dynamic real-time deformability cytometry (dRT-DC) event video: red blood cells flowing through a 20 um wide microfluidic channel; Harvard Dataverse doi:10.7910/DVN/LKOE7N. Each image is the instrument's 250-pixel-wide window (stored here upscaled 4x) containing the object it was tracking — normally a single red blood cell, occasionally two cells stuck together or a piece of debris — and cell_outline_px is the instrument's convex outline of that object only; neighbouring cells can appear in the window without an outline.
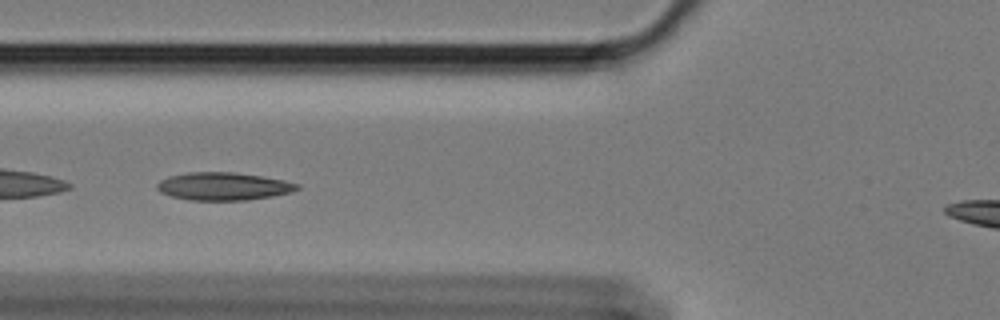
{"species": "Egyptian fruit bat (a non-hibernating species)", "species_latin": "Rousettus aegyptiacus", "temperature_condition": "cold", "stored_images_in_passage": 53, "camera_frame_rate_fps": 3000, "um_per_image_px": 0.085, "animal": {"sex": "female"}, "frame": {"image": 1, "passage_image": 21, "time_ms": 6.667, "image_size_px": [1000, 320], "cell_outline_px": [[300, 188], [292, 192], [272, 196], [248, 200], [188, 200], [172, 196], [160, 192], [156, 188], [156, 184], [160, 180], [168, 176], [188, 172], [236, 172], [264, 176], [284, 180], [300, 184]], "centroid_in_image_um": [19.0, 15.83], "position_along_channel_um": 106.8, "area_um2": 22.95}}
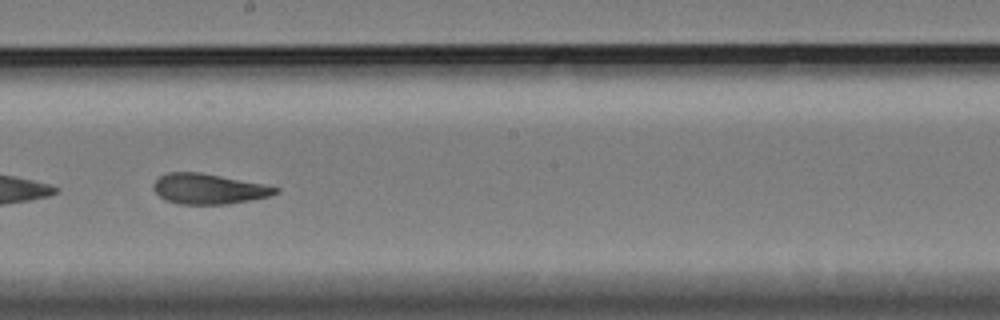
{"frame": {"image": 2, "passage_image": 32, "time_ms": 10.333, "image_size_px": [1000, 320], "cell_outline_px": [[280, 192], [268, 196], [228, 204], [176, 204], [164, 200], [152, 188], [152, 184], [160, 176], [168, 172], [200, 172], [280, 188]], "centroid_in_image_um": [17.67, 16.06], "position_along_channel_um": 230.5, "area_um2": 21.33}}
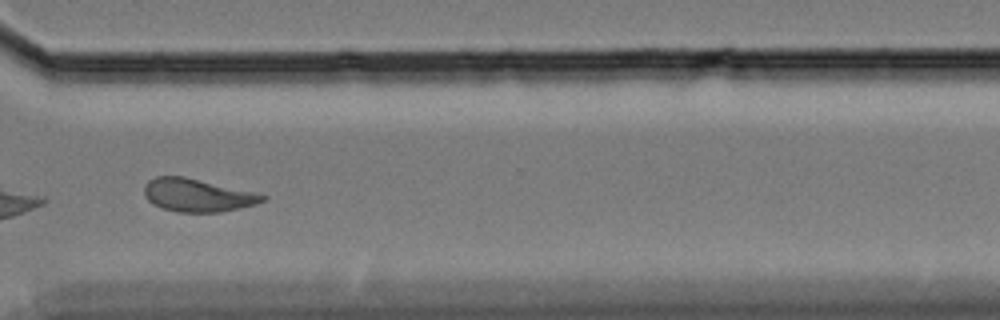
{"frame": {"image": 3, "passage_image": 43, "time_ms": 14.0, "image_size_px": [1000, 320], "cell_outline_px": [[268, 196], [264, 200], [256, 204], [240, 208], [220, 212], [176, 212], [152, 204], [144, 196], [144, 184], [148, 180], [156, 176], [184, 176], [256, 192]], "centroid_in_image_um": [16.77, 16.58], "position_along_channel_um": 353.8, "area_um2": 22.89}, "authors_computed_cell_mechanics": {"area_um2": 23.12, "velocity_mm_per_s": 3.372, "shape_relaxation_time_tau1_ms": 8.345, "shape_relaxation_time_tau2_ms": 2.7244, "deformation_change_tau1": 0.1759, "deformation_change_tau2": 0.0908}}